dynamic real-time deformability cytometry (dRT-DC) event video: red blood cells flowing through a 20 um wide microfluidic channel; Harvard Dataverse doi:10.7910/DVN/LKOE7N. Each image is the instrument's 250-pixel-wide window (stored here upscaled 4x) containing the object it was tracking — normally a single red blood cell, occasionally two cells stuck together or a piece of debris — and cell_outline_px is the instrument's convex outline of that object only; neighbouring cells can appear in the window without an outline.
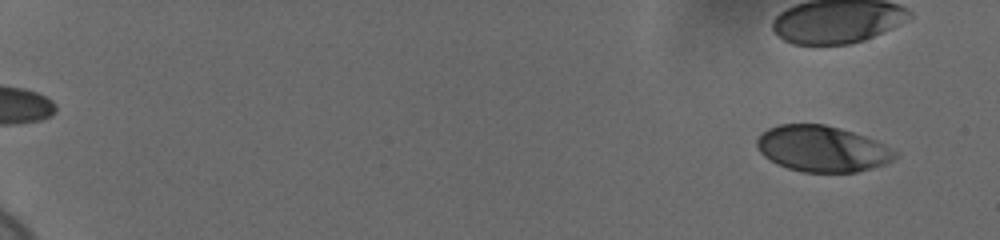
{"species": "human", "species_latin": "Homo sapiens", "temperature_condition": "cold", "stored_images_in_passage": 6, "camera_frame_rate_fps": 3000, "um_per_image_px": 0.085, "donor": {"sex": "female"}, "frame": {"image": 1, "passage_image": 1, "time_ms": 0.0, "image_size_px": [1000, 240], "cell_outline_px": [[896, 156], [892, 160], [884, 164], [856, 172], [804, 172], [788, 168], [776, 164], [764, 156], [756, 148], [756, 140], [760, 132], [768, 128], [780, 124], [824, 124], [840, 128], [876, 140], [892, 148], [896, 152]], "centroid_in_image_um": [69.84, 12.64], "position_along_channel_um": 15.2, "area_um2": 37.05}}